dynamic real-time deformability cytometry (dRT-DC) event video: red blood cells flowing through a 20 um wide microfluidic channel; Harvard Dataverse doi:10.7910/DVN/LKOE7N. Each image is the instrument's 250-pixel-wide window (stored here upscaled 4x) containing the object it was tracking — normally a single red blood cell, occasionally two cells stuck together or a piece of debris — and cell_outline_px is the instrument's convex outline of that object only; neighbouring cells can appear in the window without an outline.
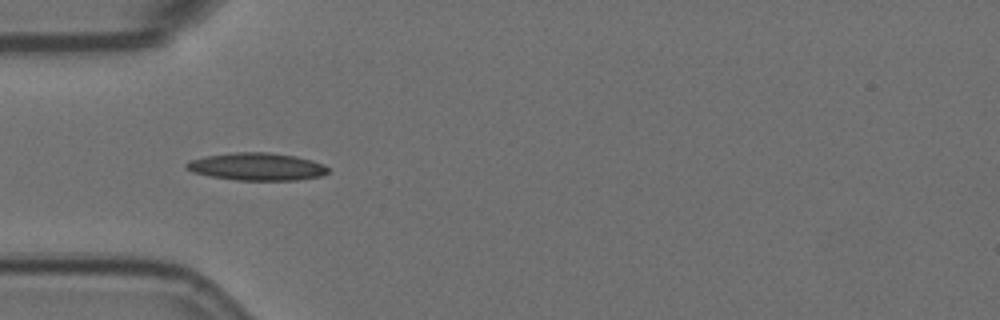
{"species": "Egyptian fruit bat (a non-hibernating species)", "species_latin": "Rousettus aegyptiacus", "temperature_condition": "room temperature", "stored_images_in_passage": 6, "camera_frame_rate_fps": 3000, "um_per_image_px": 0.085, "animal": {"sex": "female"}, "frame": {"image": 1, "passage_image": 5, "time_ms": 1.333, "image_size_px": [1000, 320], "cell_outline_px": [[328, 172], [324, 176], [296, 180], [236, 180], [212, 176], [192, 172], [184, 168], [184, 164], [188, 160], [204, 156], [232, 152], [268, 152], [296, 156], [312, 160], [324, 164], [328, 168]], "centroid_in_image_um": [21.81, 14.16], "position_along_channel_um": 63.2, "area_um2": 23.0}}
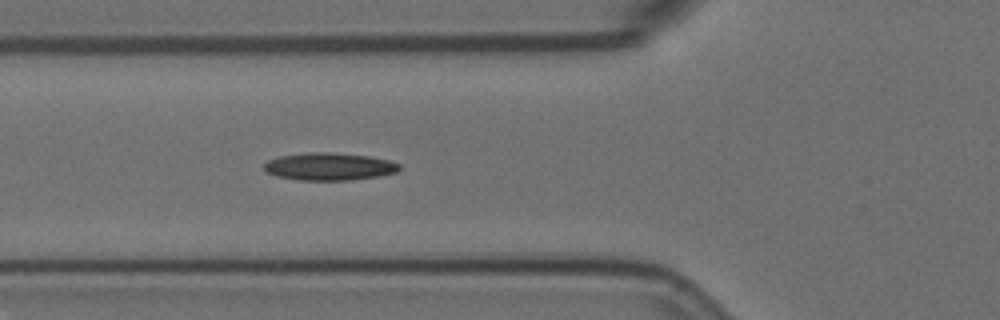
{"frame": {"image": 2, "passage_image": 6, "time_ms": 1.667, "image_size_px": [1000, 320], "cell_outline_px": [[400, 168], [396, 172], [380, 176], [352, 180], [300, 180], [276, 176], [268, 172], [264, 168], [264, 164], [268, 160], [280, 156], [308, 152], [332, 152], [368, 156], [388, 160], [400, 164]], "centroid_in_image_um": [27.99, 14.15], "position_along_channel_um": 97.8, "area_um2": 21.68}}